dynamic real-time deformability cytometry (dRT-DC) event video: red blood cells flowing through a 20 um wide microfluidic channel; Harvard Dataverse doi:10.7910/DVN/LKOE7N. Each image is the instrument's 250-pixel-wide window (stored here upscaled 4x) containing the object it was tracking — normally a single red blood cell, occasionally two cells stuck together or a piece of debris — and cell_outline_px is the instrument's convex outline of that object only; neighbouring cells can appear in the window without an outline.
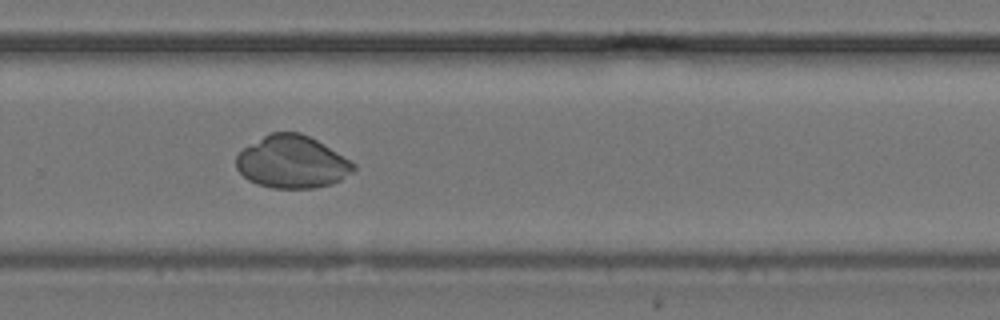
{"species": "common noctule bat (a hibernating species)", "species_latin": "Nyctalus noctula", "temperature_condition": "cold", "stored_images_in_passage": 51, "camera_frame_rate_fps": 3000, "um_per_image_px": 0.085, "animal": {"sex": "female", "body_mass_g": 24.6, "forearm_length_mm": 56.2}, "frame": {"image": 1, "passage_image": 35, "time_ms": 11.333, "image_size_px": [1000, 320], "cell_outline_px": [[356, 168], [352, 172], [340, 180], [332, 184], [316, 188], [272, 188], [256, 184], [248, 180], [236, 168], [236, 156], [244, 148], [264, 136], [272, 132], [300, 132], [316, 140], [356, 164]], "centroid_in_image_um": [24.82, 13.79], "position_along_channel_um": 305.0, "area_um2": 35.66}}
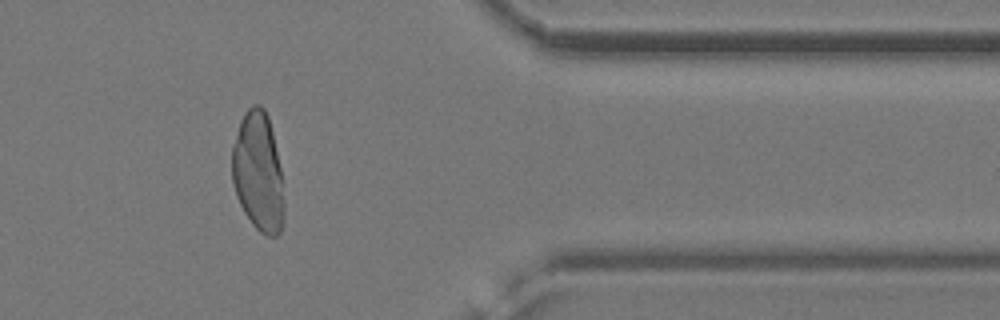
{"frame": {"image": 2, "passage_image": 43, "time_ms": 14.0, "image_size_px": [1000, 320], "cell_outline_px": [[284, 216], [280, 232], [276, 236], [268, 236], [260, 232], [252, 224], [244, 212], [236, 196], [232, 184], [232, 148], [240, 120], [244, 112], [252, 104], [260, 104], [264, 108], [268, 116], [272, 132], [280, 168], [284, 200]], "centroid_in_image_um": [21.93, 14.62], "position_along_channel_um": 389.5, "area_um2": 36.24}}